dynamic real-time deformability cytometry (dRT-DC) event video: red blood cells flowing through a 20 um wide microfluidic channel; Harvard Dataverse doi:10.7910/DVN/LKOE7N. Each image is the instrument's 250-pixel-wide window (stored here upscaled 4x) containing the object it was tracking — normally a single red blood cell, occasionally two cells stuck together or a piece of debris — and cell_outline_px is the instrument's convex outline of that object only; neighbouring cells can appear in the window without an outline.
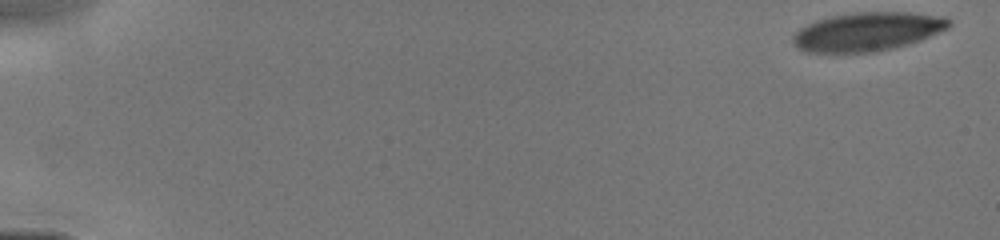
{"species": "human", "species_latin": "Homo sapiens", "temperature_condition": "cold", "stored_images_in_passage": 61, "camera_frame_rate_fps": 3000, "um_per_image_px": 0.085, "donor": {"sex": "male"}, "frame": {"image": 1, "passage_image": 1, "time_ms": 0.0, "image_size_px": [1000, 240], "cell_outline_px": [[952, 24], [948, 28], [920, 40], [908, 44], [876, 52], [808, 52], [796, 48], [792, 44], [792, 36], [800, 28], [816, 20], [832, 16], [856, 12], [912, 12], [944, 16], [952, 20]], "centroid_in_image_um": [73.74, 2.68], "position_along_channel_um": 11.3, "area_um2": 35.32}}
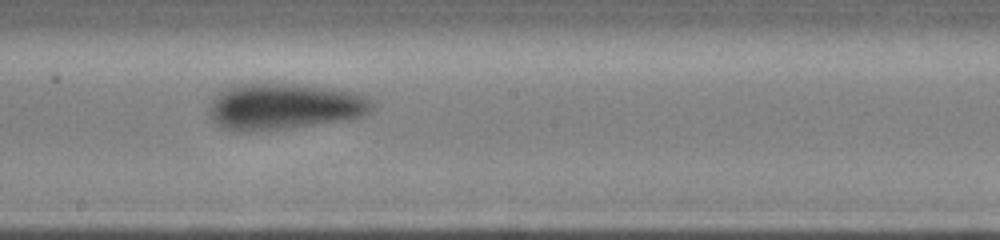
{"frame": {"image": 2, "passage_image": 35, "time_ms": 8.667, "image_size_px": [1000, 240], "cell_outline_px": [[376, 108], [372, 112], [364, 116], [348, 120], [288, 128], [244, 132], [224, 128], [216, 124], [212, 120], [208, 112], [208, 108], [212, 96], [216, 92], [224, 88], [244, 84], [296, 84], [332, 88], [360, 92], [372, 100], [376, 104]], "centroid_in_image_um": [24.21, 9.05], "position_along_channel_um": 224.0, "area_um2": 44.74}}
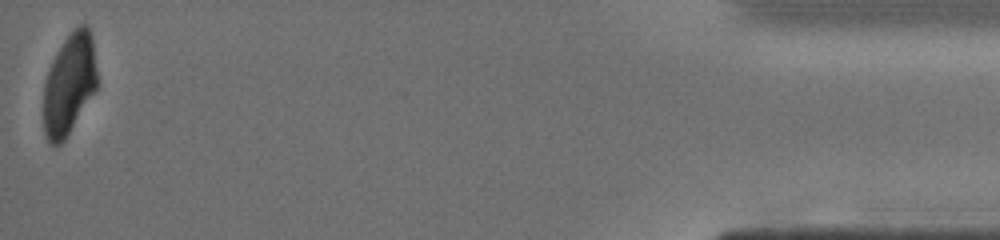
{"frame": {"image": 3, "passage_image": 61, "time_ms": 15.0, "image_size_px": [1000, 240], "cell_outline_px": [[96, 88], [64, 140], [60, 144], [48, 144], [44, 132], [44, 84], [52, 60], [56, 52], [64, 40], [80, 24], [88, 24], [92, 36], [96, 72]], "centroid_in_image_um": [5.87, 7.14], "position_along_channel_um": 429.3, "area_um2": 30.98}}